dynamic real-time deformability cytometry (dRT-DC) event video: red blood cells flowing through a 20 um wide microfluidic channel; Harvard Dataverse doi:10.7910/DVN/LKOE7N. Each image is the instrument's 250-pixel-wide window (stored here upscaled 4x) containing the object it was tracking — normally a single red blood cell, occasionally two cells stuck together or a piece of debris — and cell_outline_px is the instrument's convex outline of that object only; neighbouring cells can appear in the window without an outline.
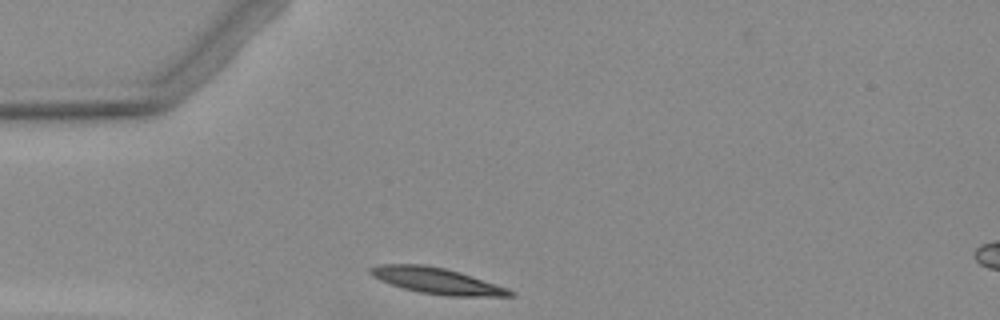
{"species": "Egyptian fruit bat (a non-hibernating species)", "species_latin": "Rousettus aegyptiacus", "temperature_condition": "warm", "stored_images_in_passage": 1, "camera_frame_rate_fps": 3000, "um_per_image_px": 0.085, "animal": {"sex": "female"}, "frame": {"image": 1, "passage_image": 1, "time_ms": 0.0, "image_size_px": [1000, 320], "cell_outline_px": [[516, 296], [448, 296], [420, 292], [404, 288], [380, 280], [372, 276], [368, 272], [368, 268], [380, 264], [424, 264], [444, 268], [460, 272], [508, 288], [516, 292]], "centroid_in_image_um": [37.14, 23.86], "position_along_channel_um": 47.9, "area_um2": 21.15}}